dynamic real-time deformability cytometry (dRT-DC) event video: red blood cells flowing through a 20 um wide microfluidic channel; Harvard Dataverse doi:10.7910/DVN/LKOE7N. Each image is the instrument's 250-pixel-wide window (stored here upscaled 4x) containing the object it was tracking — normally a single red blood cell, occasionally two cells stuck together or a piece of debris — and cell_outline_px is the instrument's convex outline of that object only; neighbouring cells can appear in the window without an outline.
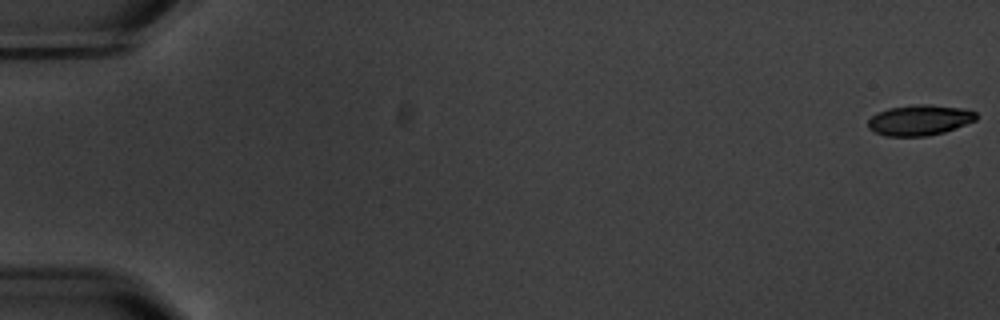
{"species": "common noctule bat (a hibernating species)", "species_latin": "Nyctalus noctula", "temperature_condition": "warm", "stored_images_in_passage": 5, "camera_frame_rate_fps": 3000, "um_per_image_px": 0.085, "animal": {"sex": "male", "body_mass_g": 20.1, "forearm_length_mm": 53.5}, "frame": {"image": 1, "passage_image": 1, "time_ms": 0.0, "image_size_px": [1000, 320], "cell_outline_px": [[980, 116], [976, 120], [956, 128], [944, 132], [924, 136], [884, 136], [868, 128], [868, 120], [876, 112], [888, 108], [912, 104], [928, 104], [968, 108], [976, 112]], "centroid_in_image_um": [78.2, 10.19], "position_along_channel_um": 6.8, "area_um2": 19.59}}
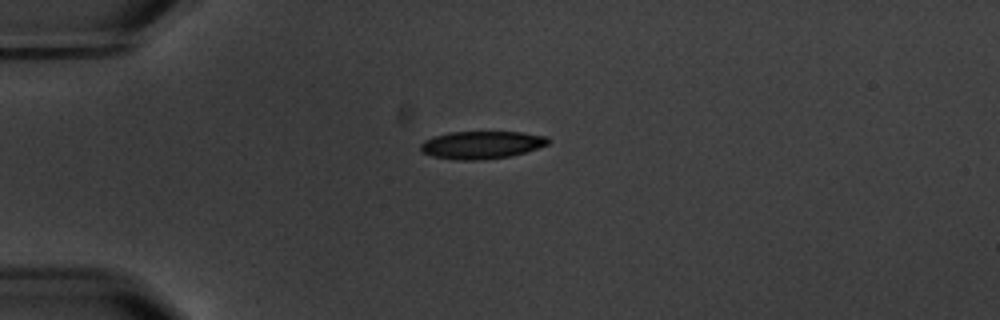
{"frame": {"image": 2, "passage_image": 5, "time_ms": 5.0, "image_size_px": [1000, 320], "cell_outline_px": [[548, 144], [524, 152], [508, 156], [480, 160], [456, 160], [432, 156], [420, 152], [420, 144], [424, 140], [448, 132], [520, 132], [548, 136]], "centroid_in_image_um": [40.88, 12.31], "position_along_channel_um": 44.1, "area_um2": 20.46}}